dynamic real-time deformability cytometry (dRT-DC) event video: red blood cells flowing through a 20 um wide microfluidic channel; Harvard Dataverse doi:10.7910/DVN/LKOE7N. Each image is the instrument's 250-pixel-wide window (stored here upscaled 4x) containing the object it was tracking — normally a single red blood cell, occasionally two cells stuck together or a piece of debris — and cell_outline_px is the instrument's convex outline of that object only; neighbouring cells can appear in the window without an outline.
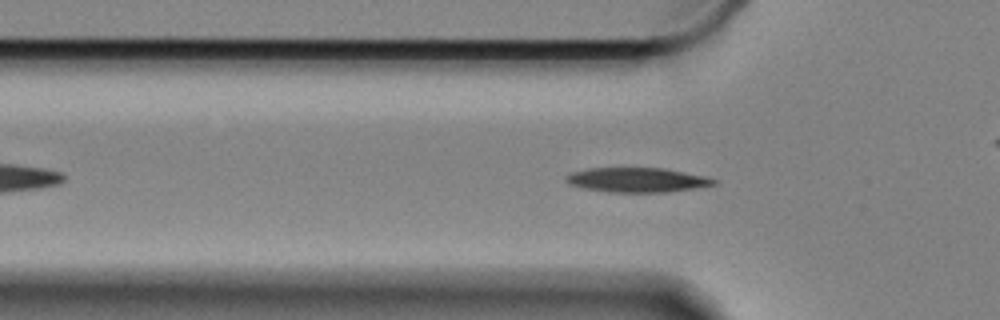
{"species": "Egyptian fruit bat (a non-hibernating species)", "species_latin": "Rousettus aegyptiacus", "temperature_condition": "cold", "stored_images_in_passage": 48, "camera_frame_rate_fps": 3000, "um_per_image_px": 0.085, "animal": {"sex": "female"}, "frame": {"image": 1, "passage_image": 13, "time_ms": 4.0, "image_size_px": [1000, 320], "cell_outline_px": [[716, 184], [696, 188], [668, 192], [608, 192], [584, 188], [568, 184], [564, 180], [564, 176], [572, 172], [588, 168], [664, 168], [704, 176], [716, 180]], "centroid_in_image_um": [54.1, 15.29], "position_along_channel_um": 71.7, "area_um2": 21.15}}
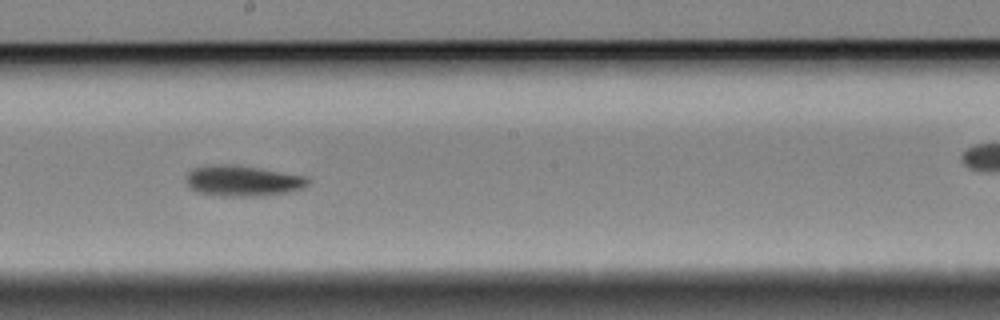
{"frame": {"image": 2, "passage_image": 27, "time_ms": 8.667, "image_size_px": [1000, 320], "cell_outline_px": [[308, 184], [300, 188], [288, 192], [260, 196], [216, 196], [196, 192], [188, 188], [184, 180], [184, 176], [192, 168], [224, 164], [232, 164], [308, 176]], "centroid_in_image_um": [20.55, 15.38], "position_along_channel_um": 227.7, "area_um2": 21.96}}
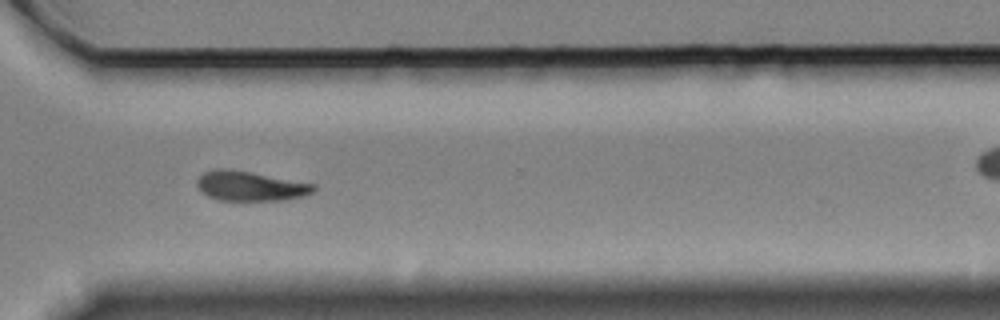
{"frame": {"image": 3, "passage_image": 38, "time_ms": 12.333, "image_size_px": [1000, 320], "cell_outline_px": [[316, 192], [304, 196], [288, 200], [220, 200], [208, 196], [196, 184], [200, 176], [204, 172], [216, 168], [224, 168], [252, 172], [316, 184]], "centroid_in_image_um": [21.35, 15.81], "position_along_channel_um": 349.3, "area_um2": 20.23}, "authors_computed_cell_mechanics": {"area_um2": 20.7213, "velocity_mm_per_s": 3.3221, "shape_relaxation_time_tau1_ms": 3.4048, "shape_relaxation_time_tau2_ms": null, "deformation_change_tau1": 0.1181, "deformation_change_tau2": null}}